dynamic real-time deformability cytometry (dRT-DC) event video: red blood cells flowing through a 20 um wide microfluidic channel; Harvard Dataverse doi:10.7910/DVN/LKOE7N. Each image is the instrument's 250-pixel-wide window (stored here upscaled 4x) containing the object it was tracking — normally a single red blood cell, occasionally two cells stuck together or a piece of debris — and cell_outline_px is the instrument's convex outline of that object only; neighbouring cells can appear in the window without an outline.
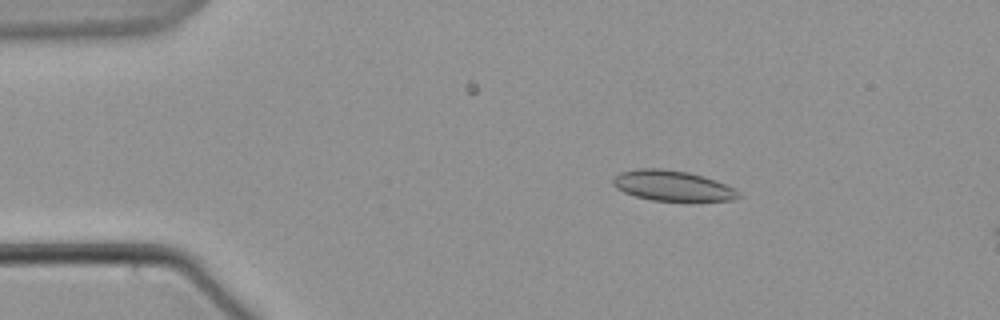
{"species": "common noctule bat (a hibernating species)", "species_latin": "Nyctalus noctula", "temperature_condition": "warm", "stored_images_in_passage": 16, "camera_frame_rate_fps": 3000, "um_per_image_px": 0.085, "animal": {"sex": "male", "body_mass_g": 21.5, "forearm_length_mm": 52.0}, "frame": {"image": 1, "passage_image": 7, "time_ms": 2.0, "image_size_px": [1000, 320], "cell_outline_px": [[740, 196], [732, 200], [652, 200], [636, 196], [624, 192], [616, 188], [612, 184], [612, 180], [620, 172], [640, 168], [660, 168], [688, 172], [704, 176], [716, 180], [732, 188]], "centroid_in_image_um": [57.09, 15.77], "position_along_channel_um": 27.9, "area_um2": 21.79}}